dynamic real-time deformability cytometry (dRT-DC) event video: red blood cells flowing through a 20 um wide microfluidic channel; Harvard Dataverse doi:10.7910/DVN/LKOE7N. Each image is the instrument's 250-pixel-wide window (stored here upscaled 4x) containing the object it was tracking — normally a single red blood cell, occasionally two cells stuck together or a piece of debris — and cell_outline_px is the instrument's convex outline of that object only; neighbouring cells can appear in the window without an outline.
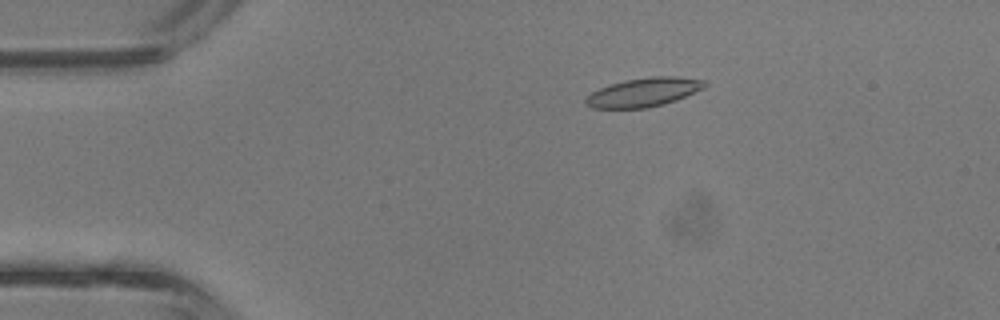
{"species": "common noctule bat (a hibernating species)", "species_latin": "Nyctalus noctula", "temperature_condition": "room temperature", "stored_images_in_passage": 43, "camera_frame_rate_fps": 3000, "um_per_image_px": 0.085, "animal": {"sex": "male", "body_mass_g": 13.3}, "frame": {"image": 1, "passage_image": 8, "time_ms": 2.333, "image_size_px": [1000, 320], "cell_outline_px": [[708, 84], [704, 88], [676, 100], [664, 104], [648, 108], [592, 108], [584, 104], [584, 100], [592, 92], [608, 84], [624, 80], [652, 76], [676, 76], [704, 80]], "centroid_in_image_um": [54.7, 7.84], "position_along_channel_um": 30.3, "area_um2": 20.11}}
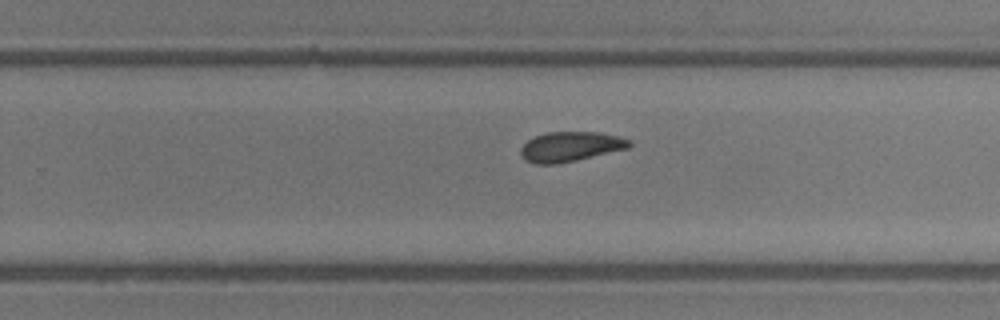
{"frame": {"image": 2, "passage_image": 27, "time_ms": 8.667, "image_size_px": [1000, 320], "cell_outline_px": [[632, 144], [628, 148], [576, 160], [556, 164], [536, 164], [524, 160], [520, 152], [520, 148], [528, 140], [536, 136], [548, 132], [600, 132], [616, 136], [628, 140]], "centroid_in_image_um": [48.45, 12.47], "position_along_channel_um": 281.4, "area_um2": 18.67}}
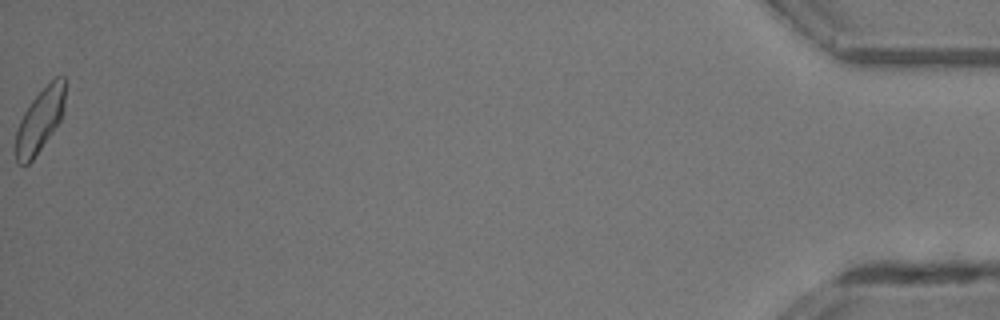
{"frame": {"image": 3, "passage_image": 43, "time_ms": 14.0, "image_size_px": [1000, 320], "cell_outline_px": [[64, 112], [60, 120], [52, 132], [32, 160], [28, 164], [16, 164], [16, 132], [20, 120], [24, 112], [32, 100], [56, 76], [64, 76]], "centroid_in_image_um": [3.38, 10.24], "position_along_channel_um": 431.8, "area_um2": 17.86}, "authors_computed_cell_mechanics": {"area_um2": 19.2474, "velocity_mm_per_s": 4.8064, "shape_relaxation_time_tau1_ms": 3.0537, "shape_relaxation_time_tau2_ms": 1.621, "deformation_change_tau1": 0.1204, "deformation_change_tau2": 0.0698}}